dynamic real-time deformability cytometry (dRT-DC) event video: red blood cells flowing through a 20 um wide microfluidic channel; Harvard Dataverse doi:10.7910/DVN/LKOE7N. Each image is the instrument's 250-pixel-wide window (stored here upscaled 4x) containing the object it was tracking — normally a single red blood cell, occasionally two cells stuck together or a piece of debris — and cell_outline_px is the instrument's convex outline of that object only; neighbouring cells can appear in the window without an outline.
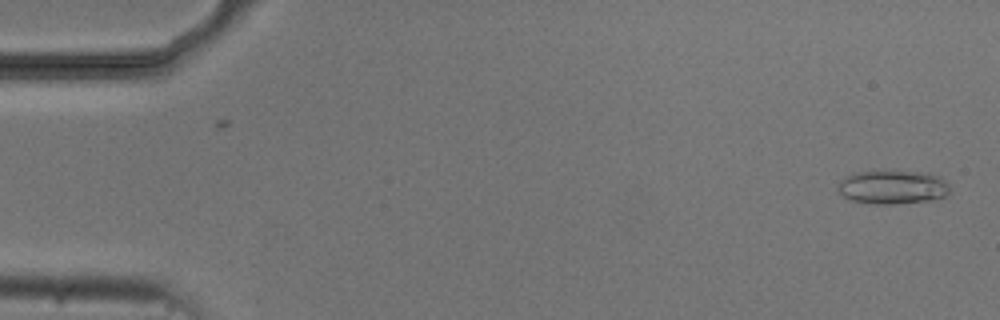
{"species": "common noctule bat (a hibernating species)", "species_latin": "Nyctalus noctula", "temperature_condition": "cold", "stored_images_in_passage": 53, "camera_frame_rate_fps": 3000, "um_per_image_px": 0.085, "animal": {"sex": "male", "body_mass_g": 20.5, "forearm_length_mm": 52.5}, "frame": {"image": 1, "passage_image": 1, "time_ms": 0.0, "image_size_px": [1000, 320], "cell_outline_px": [[948, 192], [944, 196], [928, 200], [892, 204], [876, 204], [852, 200], [844, 196], [836, 188], [840, 180], [852, 172], [928, 172], [940, 176], [948, 184]], "centroid_in_image_um": [75.85, 15.9], "position_along_channel_um": 9.2, "area_um2": 21.68}}
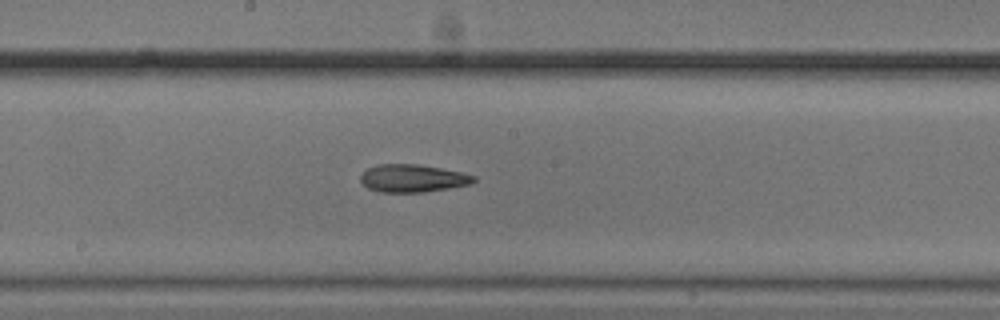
{"frame": {"image": 2, "passage_image": 28, "time_ms": 9.0, "image_size_px": [1000, 320], "cell_outline_px": [[476, 180], [472, 184], [424, 192], [380, 192], [368, 188], [360, 180], [360, 176], [368, 168], [380, 164], [420, 164], [460, 172], [476, 176]], "centroid_in_image_um": [35.09, 15.15], "position_along_channel_um": 213.1, "area_um2": 18.21}}
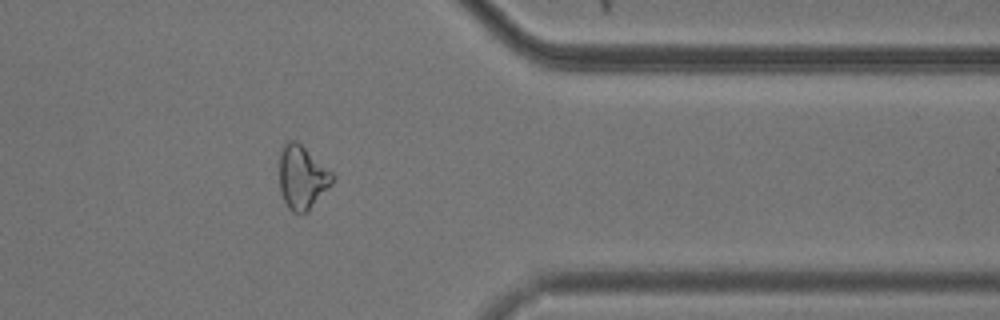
{"frame": {"image": 3, "passage_image": 43, "time_ms": 14.0, "image_size_px": [1000, 320], "cell_outline_px": [[336, 180], [308, 212], [292, 212], [288, 208], [280, 192], [280, 152], [284, 144], [288, 140], [296, 140], [332, 172], [336, 176]], "centroid_in_image_um": [25.7, 15.09], "position_along_channel_um": 385.7, "area_um2": 19.71}, "authors_computed_cell_mechanics": {"area_um2": 19.1318, "velocity_mm_per_s": 3.7171, "shape_relaxation_time_tau1_ms": 9.0713, "shape_relaxation_time_tau2_ms": 6.6863, "deformation_change_tau1": 0.2047, "deformation_change_tau2": 0.1756}}